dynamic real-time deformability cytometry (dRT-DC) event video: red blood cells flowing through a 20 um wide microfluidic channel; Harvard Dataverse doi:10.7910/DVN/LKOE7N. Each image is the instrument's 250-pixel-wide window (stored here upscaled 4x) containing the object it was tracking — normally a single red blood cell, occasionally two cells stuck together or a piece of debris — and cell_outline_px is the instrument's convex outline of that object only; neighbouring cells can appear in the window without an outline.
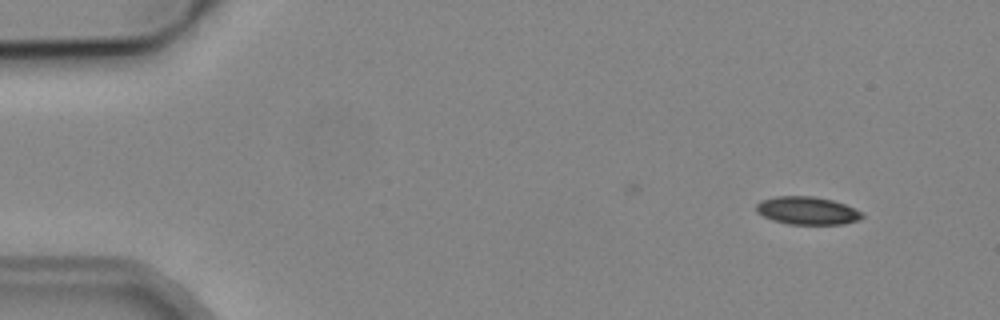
{"species": "common noctule bat (a hibernating species)", "species_latin": "Nyctalus noctula", "temperature_condition": "cold", "stored_images_in_passage": 5, "camera_frame_rate_fps": 3000, "um_per_image_px": 0.085, "animal": {"sex": "male", "body_mass_g": 19.2, "forearm_length_mm": 51.8}, "frame": {"image": 1, "passage_image": 2, "time_ms": 2.0, "image_size_px": [1000, 320], "cell_outline_px": [[864, 216], [860, 220], [844, 224], [788, 224], [772, 220], [756, 212], [756, 204], [760, 200], [776, 196], [812, 196], [832, 200], [844, 204], [864, 212]], "centroid_in_image_um": [68.62, 17.9], "position_along_channel_um": 16.4, "area_um2": 17.34}}
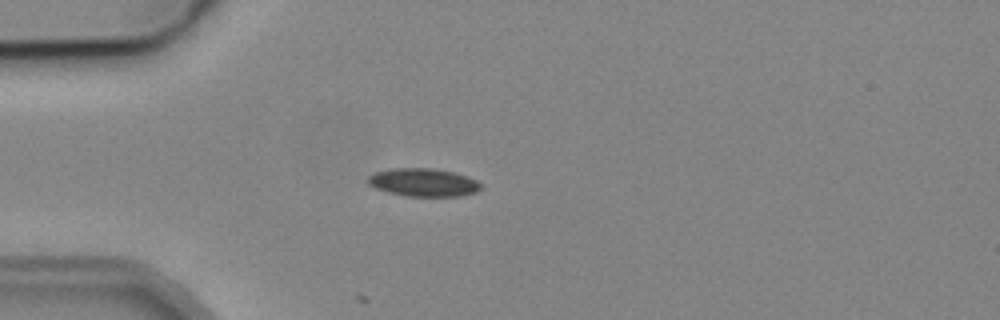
{"frame": {"image": 2, "passage_image": 5, "time_ms": 5.333, "image_size_px": [1000, 320], "cell_outline_px": [[480, 188], [476, 192], [460, 196], [404, 196], [388, 192], [376, 188], [368, 184], [368, 176], [376, 172], [392, 168], [432, 168], [452, 172], [468, 176], [476, 180], [480, 184]], "centroid_in_image_um": [35.97, 15.5], "position_along_channel_um": 49.0, "area_um2": 18.38}}